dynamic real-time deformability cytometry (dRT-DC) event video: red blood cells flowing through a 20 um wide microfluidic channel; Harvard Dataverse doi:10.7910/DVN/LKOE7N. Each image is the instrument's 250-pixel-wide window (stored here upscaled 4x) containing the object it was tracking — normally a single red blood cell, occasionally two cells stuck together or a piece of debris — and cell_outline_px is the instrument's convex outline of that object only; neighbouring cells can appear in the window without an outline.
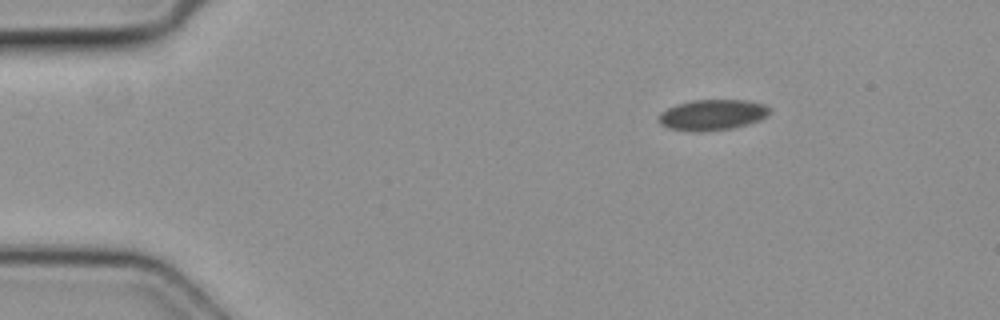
{"species": "common noctule bat (a hibernating species)", "species_latin": "Nyctalus noctula", "temperature_condition": "cold", "stored_images_in_passage": 3, "camera_frame_rate_fps": 3000, "um_per_image_px": 0.085, "animal": {"sex": "female", "body_mass_g": 19.3, "forearm_length_mm": 54.1}, "frame": {"image": 1, "passage_image": 1, "time_ms": 0.0, "image_size_px": [1000, 320], "cell_outline_px": [[772, 108], [768, 116], [760, 120], [748, 124], [732, 128], [704, 132], [696, 132], [668, 128], [660, 124], [656, 120], [660, 112], [676, 104], [692, 100], [748, 100], [764, 104]], "centroid_in_image_um": [60.55, 9.76], "position_along_channel_um": 24.5, "area_um2": 20.23}}